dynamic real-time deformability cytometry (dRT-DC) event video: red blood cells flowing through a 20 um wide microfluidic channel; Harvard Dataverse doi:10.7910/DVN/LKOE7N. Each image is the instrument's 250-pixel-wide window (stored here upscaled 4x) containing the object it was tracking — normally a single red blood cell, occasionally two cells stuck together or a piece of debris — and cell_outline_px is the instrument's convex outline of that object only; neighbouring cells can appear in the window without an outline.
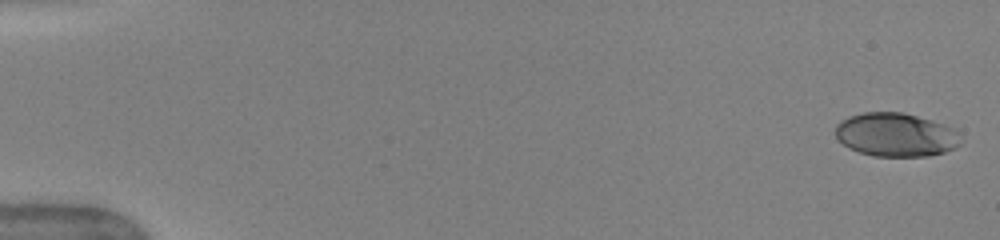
{"species": "human", "species_latin": "Homo sapiens", "temperature_condition": "warm", "stored_images_in_passage": 50, "camera_frame_rate_fps": 3000, "um_per_image_px": 0.085, "donor": {"sex": "female"}, "frame": {"image": 1, "passage_image": 1, "time_ms": 0.0, "image_size_px": [1000, 240], "cell_outline_px": [[960, 144], [944, 152], [928, 156], [872, 156], [848, 148], [836, 136], [836, 124], [840, 120], [848, 116], [864, 112], [900, 112], [932, 120], [944, 124], [952, 128], [956, 132]], "centroid_in_image_um": [76.09, 11.45], "position_along_channel_um": 8.9, "area_um2": 31.62}}
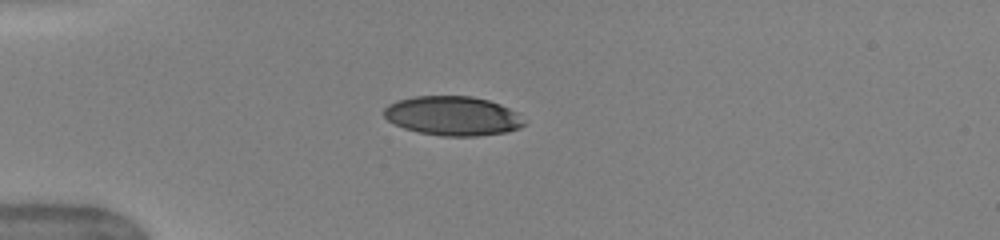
{"frame": {"image": 2, "passage_image": 14, "time_ms": 4.333, "image_size_px": [1000, 240], "cell_outline_px": [[528, 120], [520, 128], [508, 132], [476, 136], [444, 136], [420, 132], [404, 128], [388, 120], [384, 116], [384, 108], [388, 104], [396, 100], [416, 96], [472, 96], [488, 100], [500, 104], [520, 112]], "centroid_in_image_um": [38.56, 9.84], "position_along_channel_um": 46.4, "area_um2": 32.43}}
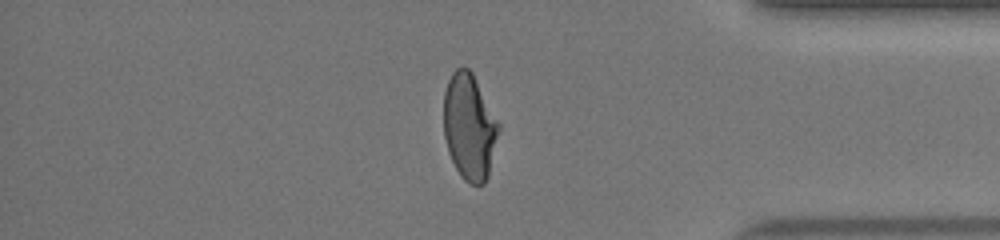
{"frame": {"image": 3, "passage_image": 43, "time_ms": 14.0, "image_size_px": [1000, 240], "cell_outline_px": [[500, 128], [488, 176], [484, 184], [468, 184], [460, 176], [448, 152], [444, 136], [444, 92], [448, 80], [452, 72], [456, 68], [468, 68], [472, 72], [500, 124]], "centroid_in_image_um": [39.89, 10.79], "position_along_channel_um": 395.3, "area_um2": 33.99}, "authors_computed_cell_mechanics": {"area_um2": 33.8419, "velocity_mm_per_s": 4.0556, "shape_relaxation_time_tau1_ms": 4.5664, "shape_relaxation_time_tau2_ms": 0.6404, "deformation_change_tau1": 0.2053, "deformation_change_tau2": 0.0571}}